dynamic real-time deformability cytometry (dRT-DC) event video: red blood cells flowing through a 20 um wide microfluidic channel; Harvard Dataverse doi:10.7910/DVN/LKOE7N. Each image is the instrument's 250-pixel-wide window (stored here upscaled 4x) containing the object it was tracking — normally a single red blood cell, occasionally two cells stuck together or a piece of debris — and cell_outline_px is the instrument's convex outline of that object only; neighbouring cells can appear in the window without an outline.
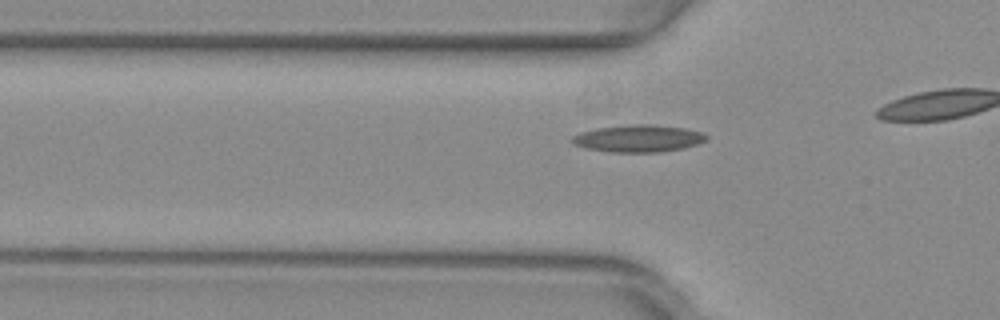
{"species": "common noctule bat (a hibernating species)", "species_latin": "Nyctalus noctula", "temperature_condition": "warm", "stored_images_in_passage": 13, "camera_frame_rate_fps": 3000, "um_per_image_px": 0.085, "animal": {"sex": "female", "body_mass_g": 29.2, "forearm_length_mm": 56.3}, "frame": {"image": 1, "passage_image": 8, "time_ms": 2.333, "image_size_px": [1000, 320], "cell_outline_px": [[708, 140], [684, 148], [660, 152], [608, 152], [584, 148], [572, 144], [568, 140], [572, 136], [580, 132], [596, 128], [628, 124], [648, 124], [684, 128], [700, 132], [708, 136]], "centroid_in_image_um": [54.19, 11.77], "position_along_channel_um": 71.6, "area_um2": 21.5}}